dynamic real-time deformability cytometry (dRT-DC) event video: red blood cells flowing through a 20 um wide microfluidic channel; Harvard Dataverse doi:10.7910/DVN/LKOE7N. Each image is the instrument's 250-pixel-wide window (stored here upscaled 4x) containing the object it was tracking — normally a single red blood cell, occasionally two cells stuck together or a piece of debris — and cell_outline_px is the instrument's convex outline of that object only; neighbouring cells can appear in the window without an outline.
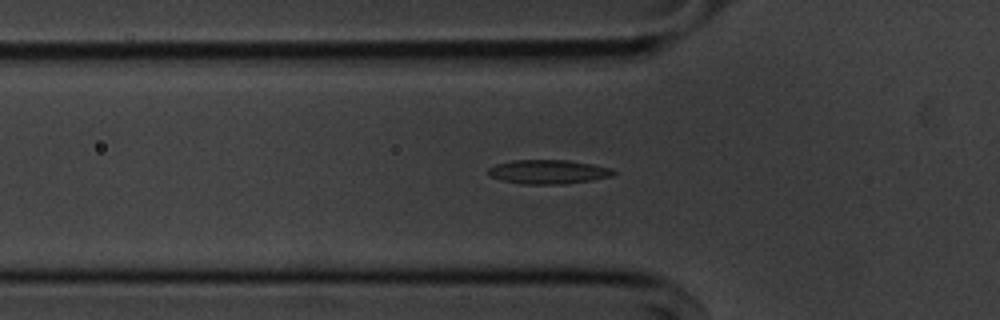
{"species": "common noctule bat (a hibernating species)", "species_latin": "Nyctalus noctula", "temperature_condition": "cold", "stored_images_in_passage": 55, "camera_frame_rate_fps": 3000, "um_per_image_px": 0.085, "animal": {"sex": "male", "body_mass_g": 20.1, "forearm_length_mm": 53.5}, "frame": {"image": 1, "passage_image": 17, "time_ms": 5.333, "image_size_px": [1000, 320], "cell_outline_px": [[616, 172], [612, 176], [592, 180], [564, 184], [524, 184], [504, 180], [488, 176], [488, 168], [496, 164], [512, 160], [568, 160], [592, 164], [612, 168]], "centroid_in_image_um": [46.61, 14.6], "position_along_channel_um": 79.2, "area_um2": 17.57}}
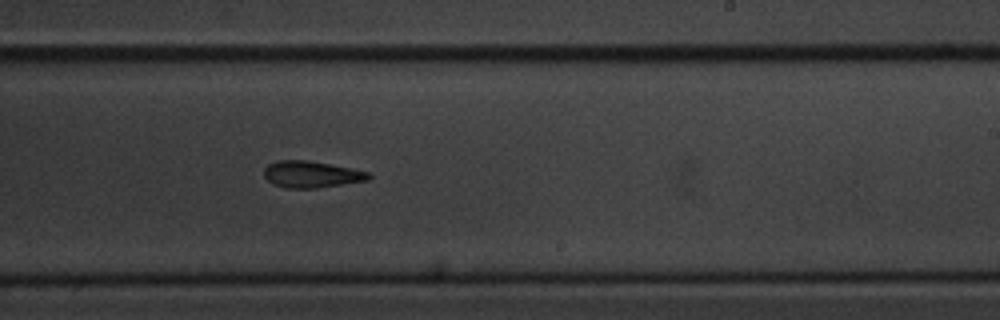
{"frame": {"image": 2, "passage_image": 32, "time_ms": 10.333, "image_size_px": [1000, 320], "cell_outline_px": [[372, 176], [368, 180], [316, 188], [284, 188], [272, 184], [264, 176], [264, 168], [268, 164], [276, 160], [308, 160], [368, 172]], "centroid_in_image_um": [26.41, 14.82], "position_along_channel_um": 262.6, "area_um2": 16.13}}
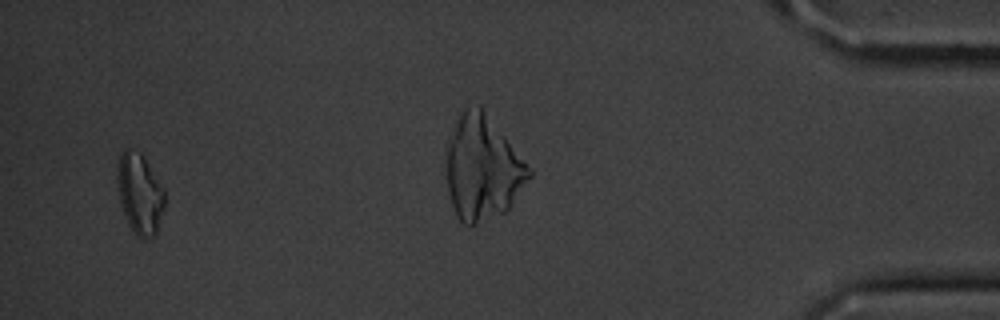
{"frame": {"image": 3, "passage_image": 52, "time_ms": 17.0, "image_size_px": [1000, 320], "cell_outline_px": [[164, 208], [156, 236], [144, 240], [136, 236], [128, 224], [124, 216], [120, 204], [116, 180], [116, 164], [120, 152], [124, 148], [132, 148], [140, 152], [164, 188]], "centroid_in_image_um": [11.85, 16.47], "position_along_channel_um": 423.4, "area_um2": 22.89}, "authors_computed_cell_mechanics": {"area_um2": 17.1088, "velocity_mm_per_s": 3.6536, "shape_relaxation_time_tau1_ms": 7.6432, "shape_relaxation_time_tau2_ms": 11.2838, "deformation_change_tau1": 0.1593, "deformation_change_tau2": 0.2288}}